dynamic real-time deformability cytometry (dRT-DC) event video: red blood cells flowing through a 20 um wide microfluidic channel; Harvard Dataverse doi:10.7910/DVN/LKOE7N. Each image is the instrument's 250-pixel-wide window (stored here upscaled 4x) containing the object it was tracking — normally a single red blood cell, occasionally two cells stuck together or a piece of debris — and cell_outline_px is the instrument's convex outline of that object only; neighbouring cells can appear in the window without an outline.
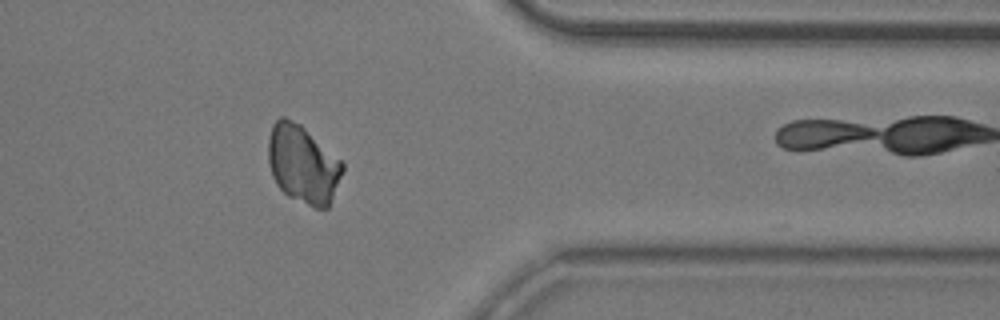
{"species": "common noctule bat (a hibernating species)", "species_latin": "Nyctalus noctula", "temperature_condition": "room temperature", "stored_images_in_passage": 32, "camera_frame_rate_fps": 3000, "um_per_image_px": 0.085, "animal": {"sex": "male", "body_mass_g": 20.5, "forearm_length_mm": 52.5}, "frame": {"image": 1, "passage_image": 31, "time_ms": 10.0, "image_size_px": [1000, 320], "cell_outline_px": [[344, 168], [328, 208], [312, 208], [288, 196], [276, 184], [272, 176], [268, 164], [268, 140], [272, 124], [280, 116], [284, 116], [300, 124], [340, 160], [344, 164]], "centroid_in_image_um": [25.71, 13.97], "position_along_channel_um": 385.7, "area_um2": 33.7}}